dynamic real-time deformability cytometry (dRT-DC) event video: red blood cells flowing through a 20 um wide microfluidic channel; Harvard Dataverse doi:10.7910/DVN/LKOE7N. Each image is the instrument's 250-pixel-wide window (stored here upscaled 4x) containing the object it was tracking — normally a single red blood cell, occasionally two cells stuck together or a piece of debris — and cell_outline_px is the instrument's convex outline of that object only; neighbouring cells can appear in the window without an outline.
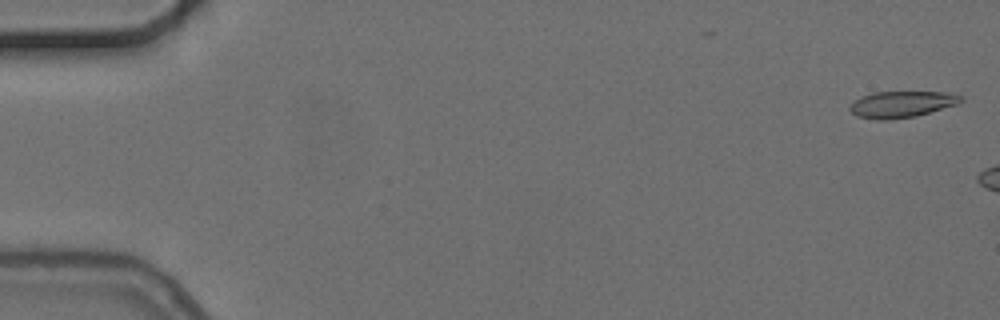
{"species": "common noctule bat (a hibernating species)", "species_latin": "Nyctalus noctula", "temperature_condition": "cold", "stored_images_in_passage": 3, "camera_frame_rate_fps": 3000, "um_per_image_px": 0.085, "animal": {"sex": "female", "body_mass_g": 24.6, "forearm_length_mm": 56.2}, "frame": {"image": 1, "passage_image": 1, "time_ms": 0.0, "image_size_px": [1000, 320], "cell_outline_px": [[964, 100], [960, 104], [916, 116], [888, 120], [876, 120], [856, 116], [848, 108], [856, 100], [872, 92], [948, 92], [964, 96]], "centroid_in_image_um": [76.71, 8.87], "position_along_channel_um": 8.3, "area_um2": 17.22}}